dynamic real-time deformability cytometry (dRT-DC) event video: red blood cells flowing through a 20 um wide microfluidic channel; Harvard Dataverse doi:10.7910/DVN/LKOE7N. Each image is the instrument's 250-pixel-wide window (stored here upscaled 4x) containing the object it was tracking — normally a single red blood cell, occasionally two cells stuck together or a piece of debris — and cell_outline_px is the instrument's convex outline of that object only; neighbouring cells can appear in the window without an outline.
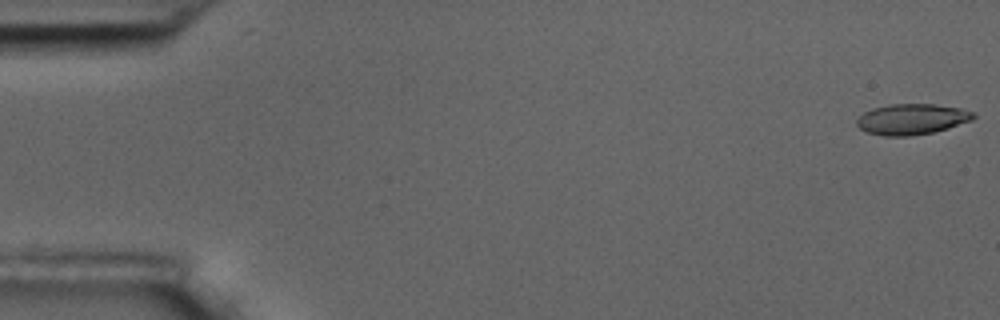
{"species": "common noctule bat (a hibernating species)", "species_latin": "Nyctalus noctula", "temperature_condition": "room temperature", "stored_images_in_passage": 15, "camera_frame_rate_fps": 3000, "um_per_image_px": 0.085, "animal": {"sex": "male", "body_mass_g": 17.5, "forearm_length_mm": 52.3}, "frame": {"image": 1, "passage_image": 1, "time_ms": 0.0, "image_size_px": [1000, 320], "cell_outline_px": [[976, 116], [972, 120], [948, 128], [932, 132], [908, 136], [884, 136], [868, 132], [860, 128], [856, 124], [856, 120], [864, 112], [872, 108], [888, 104], [936, 104], [960, 108], [972, 112]], "centroid_in_image_um": [77.49, 10.12], "position_along_channel_um": 7.5, "area_um2": 20.81}}
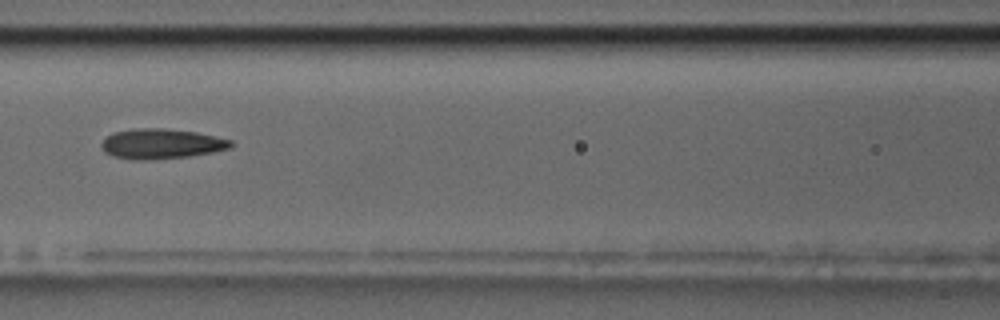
{"frame": {"image": 2, "passage_image": 7, "time_ms": 8.0, "image_size_px": [1000, 320], "cell_outline_px": [[232, 148], [212, 152], [188, 156], [132, 160], [112, 156], [104, 152], [100, 144], [112, 132], [136, 128], [164, 128], [196, 132], [232, 140]], "centroid_in_image_um": [13.69, 12.21], "position_along_channel_um": 152.9, "area_um2": 22.48}}
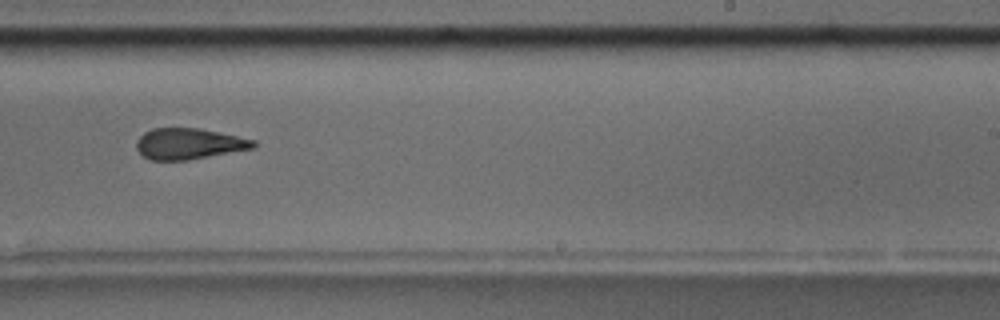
{"frame": {"image": 3, "passage_image": 10, "time_ms": 11.333, "image_size_px": [1000, 320], "cell_outline_px": [[256, 148], [188, 160], [152, 160], [144, 156], [136, 148], [136, 140], [144, 132], [152, 128], [200, 128], [256, 140]], "centroid_in_image_um": [16.07, 12.21], "position_along_channel_um": 272.9, "area_um2": 21.21}, "authors_computed_cell_mechanics": {"area_um2": 22.0218, "velocity_mm_per_s": 3.6225, "shape_relaxation_time_tau1_ms": 3.0268, "shape_relaxation_time_tau2_ms": 2.6687, "deformation_change_tau1": 0.1427, "deformation_change_tau2": 0.1318}}